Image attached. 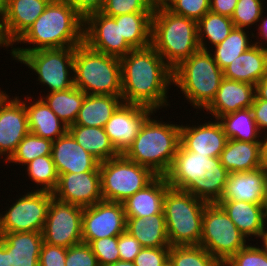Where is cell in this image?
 <instances>
[{
    "mask_svg": "<svg viewBox=\"0 0 267 266\" xmlns=\"http://www.w3.org/2000/svg\"><path fill=\"white\" fill-rule=\"evenodd\" d=\"M165 7L173 14L198 22L210 11V0H171Z\"/></svg>",
    "mask_w": 267,
    "mask_h": 266,
    "instance_id": "cell-45",
    "label": "cell"
},
{
    "mask_svg": "<svg viewBox=\"0 0 267 266\" xmlns=\"http://www.w3.org/2000/svg\"><path fill=\"white\" fill-rule=\"evenodd\" d=\"M197 125L181 124L180 144L188 151L208 157H220L228 141L223 126L218 119Z\"/></svg>",
    "mask_w": 267,
    "mask_h": 266,
    "instance_id": "cell-18",
    "label": "cell"
},
{
    "mask_svg": "<svg viewBox=\"0 0 267 266\" xmlns=\"http://www.w3.org/2000/svg\"><path fill=\"white\" fill-rule=\"evenodd\" d=\"M120 63L124 103L143 105L155 111L171 106L167 95L173 85V70L151 45L132 49Z\"/></svg>",
    "mask_w": 267,
    "mask_h": 266,
    "instance_id": "cell-1",
    "label": "cell"
},
{
    "mask_svg": "<svg viewBox=\"0 0 267 266\" xmlns=\"http://www.w3.org/2000/svg\"><path fill=\"white\" fill-rule=\"evenodd\" d=\"M153 0H105L101 13L116 17L135 12H153Z\"/></svg>",
    "mask_w": 267,
    "mask_h": 266,
    "instance_id": "cell-43",
    "label": "cell"
},
{
    "mask_svg": "<svg viewBox=\"0 0 267 266\" xmlns=\"http://www.w3.org/2000/svg\"><path fill=\"white\" fill-rule=\"evenodd\" d=\"M99 266H108L120 260L118 236L100 238L89 244Z\"/></svg>",
    "mask_w": 267,
    "mask_h": 266,
    "instance_id": "cell-46",
    "label": "cell"
},
{
    "mask_svg": "<svg viewBox=\"0 0 267 266\" xmlns=\"http://www.w3.org/2000/svg\"><path fill=\"white\" fill-rule=\"evenodd\" d=\"M238 0H210V11L232 17Z\"/></svg>",
    "mask_w": 267,
    "mask_h": 266,
    "instance_id": "cell-53",
    "label": "cell"
},
{
    "mask_svg": "<svg viewBox=\"0 0 267 266\" xmlns=\"http://www.w3.org/2000/svg\"><path fill=\"white\" fill-rule=\"evenodd\" d=\"M82 215L83 207L53 197L42 231L43 241L64 248L82 243Z\"/></svg>",
    "mask_w": 267,
    "mask_h": 266,
    "instance_id": "cell-12",
    "label": "cell"
},
{
    "mask_svg": "<svg viewBox=\"0 0 267 266\" xmlns=\"http://www.w3.org/2000/svg\"><path fill=\"white\" fill-rule=\"evenodd\" d=\"M151 46L173 70L200 50L197 22L173 14L165 6H154Z\"/></svg>",
    "mask_w": 267,
    "mask_h": 266,
    "instance_id": "cell-4",
    "label": "cell"
},
{
    "mask_svg": "<svg viewBox=\"0 0 267 266\" xmlns=\"http://www.w3.org/2000/svg\"><path fill=\"white\" fill-rule=\"evenodd\" d=\"M51 0H8L3 20L7 40L13 44L27 31L45 11Z\"/></svg>",
    "mask_w": 267,
    "mask_h": 266,
    "instance_id": "cell-23",
    "label": "cell"
},
{
    "mask_svg": "<svg viewBox=\"0 0 267 266\" xmlns=\"http://www.w3.org/2000/svg\"><path fill=\"white\" fill-rule=\"evenodd\" d=\"M65 266H99L89 244L80 243L67 248Z\"/></svg>",
    "mask_w": 267,
    "mask_h": 266,
    "instance_id": "cell-47",
    "label": "cell"
},
{
    "mask_svg": "<svg viewBox=\"0 0 267 266\" xmlns=\"http://www.w3.org/2000/svg\"><path fill=\"white\" fill-rule=\"evenodd\" d=\"M6 94L0 101V158L6 162L29 133L27 113L19 96ZM4 155V156H3Z\"/></svg>",
    "mask_w": 267,
    "mask_h": 266,
    "instance_id": "cell-16",
    "label": "cell"
},
{
    "mask_svg": "<svg viewBox=\"0 0 267 266\" xmlns=\"http://www.w3.org/2000/svg\"><path fill=\"white\" fill-rule=\"evenodd\" d=\"M126 231L123 203L101 201L83 207L82 240L90 244L100 238L119 236Z\"/></svg>",
    "mask_w": 267,
    "mask_h": 266,
    "instance_id": "cell-13",
    "label": "cell"
},
{
    "mask_svg": "<svg viewBox=\"0 0 267 266\" xmlns=\"http://www.w3.org/2000/svg\"><path fill=\"white\" fill-rule=\"evenodd\" d=\"M170 247H142L133 263L136 266H163L169 260Z\"/></svg>",
    "mask_w": 267,
    "mask_h": 266,
    "instance_id": "cell-48",
    "label": "cell"
},
{
    "mask_svg": "<svg viewBox=\"0 0 267 266\" xmlns=\"http://www.w3.org/2000/svg\"><path fill=\"white\" fill-rule=\"evenodd\" d=\"M223 78V70L211 52L201 49L172 71L174 87L180 89L190 106L200 111H204L214 100Z\"/></svg>",
    "mask_w": 267,
    "mask_h": 266,
    "instance_id": "cell-5",
    "label": "cell"
},
{
    "mask_svg": "<svg viewBox=\"0 0 267 266\" xmlns=\"http://www.w3.org/2000/svg\"><path fill=\"white\" fill-rule=\"evenodd\" d=\"M25 166L28 179L36 184L33 190L53 192L56 189L59 176L51 155L37 157Z\"/></svg>",
    "mask_w": 267,
    "mask_h": 266,
    "instance_id": "cell-40",
    "label": "cell"
},
{
    "mask_svg": "<svg viewBox=\"0 0 267 266\" xmlns=\"http://www.w3.org/2000/svg\"><path fill=\"white\" fill-rule=\"evenodd\" d=\"M205 175V180L199 178L186 192L207 203H217L223 194L229 172L219 157H212V166Z\"/></svg>",
    "mask_w": 267,
    "mask_h": 266,
    "instance_id": "cell-34",
    "label": "cell"
},
{
    "mask_svg": "<svg viewBox=\"0 0 267 266\" xmlns=\"http://www.w3.org/2000/svg\"><path fill=\"white\" fill-rule=\"evenodd\" d=\"M66 253L67 248L43 242L39 256V266H65Z\"/></svg>",
    "mask_w": 267,
    "mask_h": 266,
    "instance_id": "cell-49",
    "label": "cell"
},
{
    "mask_svg": "<svg viewBox=\"0 0 267 266\" xmlns=\"http://www.w3.org/2000/svg\"><path fill=\"white\" fill-rule=\"evenodd\" d=\"M163 266H173L170 261L168 260Z\"/></svg>",
    "mask_w": 267,
    "mask_h": 266,
    "instance_id": "cell-65",
    "label": "cell"
},
{
    "mask_svg": "<svg viewBox=\"0 0 267 266\" xmlns=\"http://www.w3.org/2000/svg\"><path fill=\"white\" fill-rule=\"evenodd\" d=\"M261 246V247H260ZM248 243L234 254L225 266H267V249L263 245Z\"/></svg>",
    "mask_w": 267,
    "mask_h": 266,
    "instance_id": "cell-44",
    "label": "cell"
},
{
    "mask_svg": "<svg viewBox=\"0 0 267 266\" xmlns=\"http://www.w3.org/2000/svg\"><path fill=\"white\" fill-rule=\"evenodd\" d=\"M265 12H262L261 18L259 19L258 24V29L256 32L257 36L255 37L256 34H253V37L256 42L254 41V44H257L259 47L266 48L267 49V16H263ZM260 36V37H259ZM259 39V40H258Z\"/></svg>",
    "mask_w": 267,
    "mask_h": 266,
    "instance_id": "cell-54",
    "label": "cell"
},
{
    "mask_svg": "<svg viewBox=\"0 0 267 266\" xmlns=\"http://www.w3.org/2000/svg\"><path fill=\"white\" fill-rule=\"evenodd\" d=\"M8 7V0H0V18L3 19Z\"/></svg>",
    "mask_w": 267,
    "mask_h": 266,
    "instance_id": "cell-60",
    "label": "cell"
},
{
    "mask_svg": "<svg viewBox=\"0 0 267 266\" xmlns=\"http://www.w3.org/2000/svg\"><path fill=\"white\" fill-rule=\"evenodd\" d=\"M0 213V236L14 232H42L53 193L31 190Z\"/></svg>",
    "mask_w": 267,
    "mask_h": 266,
    "instance_id": "cell-11",
    "label": "cell"
},
{
    "mask_svg": "<svg viewBox=\"0 0 267 266\" xmlns=\"http://www.w3.org/2000/svg\"><path fill=\"white\" fill-rule=\"evenodd\" d=\"M142 246L140 242L127 231L118 236V250L120 260L133 262L139 254Z\"/></svg>",
    "mask_w": 267,
    "mask_h": 266,
    "instance_id": "cell-50",
    "label": "cell"
},
{
    "mask_svg": "<svg viewBox=\"0 0 267 266\" xmlns=\"http://www.w3.org/2000/svg\"><path fill=\"white\" fill-rule=\"evenodd\" d=\"M171 0H153L154 6H166Z\"/></svg>",
    "mask_w": 267,
    "mask_h": 266,
    "instance_id": "cell-62",
    "label": "cell"
},
{
    "mask_svg": "<svg viewBox=\"0 0 267 266\" xmlns=\"http://www.w3.org/2000/svg\"><path fill=\"white\" fill-rule=\"evenodd\" d=\"M247 240L219 204H206L200 246L224 264L249 243Z\"/></svg>",
    "mask_w": 267,
    "mask_h": 266,
    "instance_id": "cell-10",
    "label": "cell"
},
{
    "mask_svg": "<svg viewBox=\"0 0 267 266\" xmlns=\"http://www.w3.org/2000/svg\"><path fill=\"white\" fill-rule=\"evenodd\" d=\"M75 47L40 49L26 54H11L13 60L35 72L39 85L48 93L64 91L74 86L73 60Z\"/></svg>",
    "mask_w": 267,
    "mask_h": 266,
    "instance_id": "cell-9",
    "label": "cell"
},
{
    "mask_svg": "<svg viewBox=\"0 0 267 266\" xmlns=\"http://www.w3.org/2000/svg\"><path fill=\"white\" fill-rule=\"evenodd\" d=\"M0 47H5L6 50L8 47L12 48L11 43L7 40L4 29H3V20L0 18Z\"/></svg>",
    "mask_w": 267,
    "mask_h": 266,
    "instance_id": "cell-58",
    "label": "cell"
},
{
    "mask_svg": "<svg viewBox=\"0 0 267 266\" xmlns=\"http://www.w3.org/2000/svg\"><path fill=\"white\" fill-rule=\"evenodd\" d=\"M51 156L58 176L99 171L100 162L85 151L69 132L53 141Z\"/></svg>",
    "mask_w": 267,
    "mask_h": 266,
    "instance_id": "cell-20",
    "label": "cell"
},
{
    "mask_svg": "<svg viewBox=\"0 0 267 266\" xmlns=\"http://www.w3.org/2000/svg\"><path fill=\"white\" fill-rule=\"evenodd\" d=\"M224 78L256 85L267 76V49L257 44L243 52L224 70Z\"/></svg>",
    "mask_w": 267,
    "mask_h": 266,
    "instance_id": "cell-26",
    "label": "cell"
},
{
    "mask_svg": "<svg viewBox=\"0 0 267 266\" xmlns=\"http://www.w3.org/2000/svg\"><path fill=\"white\" fill-rule=\"evenodd\" d=\"M74 10L85 19L89 14L100 12L104 6L105 0H66Z\"/></svg>",
    "mask_w": 267,
    "mask_h": 266,
    "instance_id": "cell-51",
    "label": "cell"
},
{
    "mask_svg": "<svg viewBox=\"0 0 267 266\" xmlns=\"http://www.w3.org/2000/svg\"><path fill=\"white\" fill-rule=\"evenodd\" d=\"M170 188L165 176H157L144 189L137 191L123 202L126 217H146L164 214L163 200Z\"/></svg>",
    "mask_w": 267,
    "mask_h": 266,
    "instance_id": "cell-25",
    "label": "cell"
},
{
    "mask_svg": "<svg viewBox=\"0 0 267 266\" xmlns=\"http://www.w3.org/2000/svg\"><path fill=\"white\" fill-rule=\"evenodd\" d=\"M108 266H136V265L131 261L118 260L117 262L110 264Z\"/></svg>",
    "mask_w": 267,
    "mask_h": 266,
    "instance_id": "cell-61",
    "label": "cell"
},
{
    "mask_svg": "<svg viewBox=\"0 0 267 266\" xmlns=\"http://www.w3.org/2000/svg\"><path fill=\"white\" fill-rule=\"evenodd\" d=\"M263 1L265 0H238L231 17L234 26L250 29L257 25L262 12L265 11Z\"/></svg>",
    "mask_w": 267,
    "mask_h": 266,
    "instance_id": "cell-42",
    "label": "cell"
},
{
    "mask_svg": "<svg viewBox=\"0 0 267 266\" xmlns=\"http://www.w3.org/2000/svg\"><path fill=\"white\" fill-rule=\"evenodd\" d=\"M228 139L261 142L262 135L256 125L251 108L241 109L218 119Z\"/></svg>",
    "mask_w": 267,
    "mask_h": 266,
    "instance_id": "cell-36",
    "label": "cell"
},
{
    "mask_svg": "<svg viewBox=\"0 0 267 266\" xmlns=\"http://www.w3.org/2000/svg\"><path fill=\"white\" fill-rule=\"evenodd\" d=\"M126 231L135 237L142 247H170L164 214L126 217Z\"/></svg>",
    "mask_w": 267,
    "mask_h": 266,
    "instance_id": "cell-30",
    "label": "cell"
},
{
    "mask_svg": "<svg viewBox=\"0 0 267 266\" xmlns=\"http://www.w3.org/2000/svg\"><path fill=\"white\" fill-rule=\"evenodd\" d=\"M53 197L81 207L92 206L103 200L99 171L65 173L58 177Z\"/></svg>",
    "mask_w": 267,
    "mask_h": 266,
    "instance_id": "cell-17",
    "label": "cell"
},
{
    "mask_svg": "<svg viewBox=\"0 0 267 266\" xmlns=\"http://www.w3.org/2000/svg\"><path fill=\"white\" fill-rule=\"evenodd\" d=\"M68 132L85 151L100 163L119 155L104 128L72 124L68 127Z\"/></svg>",
    "mask_w": 267,
    "mask_h": 266,
    "instance_id": "cell-32",
    "label": "cell"
},
{
    "mask_svg": "<svg viewBox=\"0 0 267 266\" xmlns=\"http://www.w3.org/2000/svg\"><path fill=\"white\" fill-rule=\"evenodd\" d=\"M212 157L186 150L181 144L169 171L164 175L171 188L187 191L199 178L206 179Z\"/></svg>",
    "mask_w": 267,
    "mask_h": 266,
    "instance_id": "cell-19",
    "label": "cell"
},
{
    "mask_svg": "<svg viewBox=\"0 0 267 266\" xmlns=\"http://www.w3.org/2000/svg\"><path fill=\"white\" fill-rule=\"evenodd\" d=\"M219 158L229 173L255 170L261 167V142L228 139Z\"/></svg>",
    "mask_w": 267,
    "mask_h": 266,
    "instance_id": "cell-29",
    "label": "cell"
},
{
    "mask_svg": "<svg viewBox=\"0 0 267 266\" xmlns=\"http://www.w3.org/2000/svg\"><path fill=\"white\" fill-rule=\"evenodd\" d=\"M0 266H12L10 254L5 250V245L0 241Z\"/></svg>",
    "mask_w": 267,
    "mask_h": 266,
    "instance_id": "cell-57",
    "label": "cell"
},
{
    "mask_svg": "<svg viewBox=\"0 0 267 266\" xmlns=\"http://www.w3.org/2000/svg\"><path fill=\"white\" fill-rule=\"evenodd\" d=\"M217 204L223 208L237 229L249 242L253 236L254 239H262L266 226L261 204L230 200H219ZM249 237L251 238L249 239Z\"/></svg>",
    "mask_w": 267,
    "mask_h": 266,
    "instance_id": "cell-28",
    "label": "cell"
},
{
    "mask_svg": "<svg viewBox=\"0 0 267 266\" xmlns=\"http://www.w3.org/2000/svg\"><path fill=\"white\" fill-rule=\"evenodd\" d=\"M153 12H135L120 15L121 38L132 49L151 45Z\"/></svg>",
    "mask_w": 267,
    "mask_h": 266,
    "instance_id": "cell-33",
    "label": "cell"
},
{
    "mask_svg": "<svg viewBox=\"0 0 267 266\" xmlns=\"http://www.w3.org/2000/svg\"><path fill=\"white\" fill-rule=\"evenodd\" d=\"M84 43L91 49L121 59L132 48L121 38L120 15L107 16L101 12L84 19Z\"/></svg>",
    "mask_w": 267,
    "mask_h": 266,
    "instance_id": "cell-14",
    "label": "cell"
},
{
    "mask_svg": "<svg viewBox=\"0 0 267 266\" xmlns=\"http://www.w3.org/2000/svg\"><path fill=\"white\" fill-rule=\"evenodd\" d=\"M254 120L260 133H267V101L263 99H254L251 105ZM264 132V133H263Z\"/></svg>",
    "mask_w": 267,
    "mask_h": 266,
    "instance_id": "cell-52",
    "label": "cell"
},
{
    "mask_svg": "<svg viewBox=\"0 0 267 266\" xmlns=\"http://www.w3.org/2000/svg\"><path fill=\"white\" fill-rule=\"evenodd\" d=\"M261 168L267 172V134L261 140Z\"/></svg>",
    "mask_w": 267,
    "mask_h": 266,
    "instance_id": "cell-56",
    "label": "cell"
},
{
    "mask_svg": "<svg viewBox=\"0 0 267 266\" xmlns=\"http://www.w3.org/2000/svg\"><path fill=\"white\" fill-rule=\"evenodd\" d=\"M206 204L185 191L171 187L166 191L163 212L170 246L200 244Z\"/></svg>",
    "mask_w": 267,
    "mask_h": 266,
    "instance_id": "cell-7",
    "label": "cell"
},
{
    "mask_svg": "<svg viewBox=\"0 0 267 266\" xmlns=\"http://www.w3.org/2000/svg\"><path fill=\"white\" fill-rule=\"evenodd\" d=\"M74 86L88 95L121 96V63L114 56L91 49L84 42L75 47Z\"/></svg>",
    "mask_w": 267,
    "mask_h": 266,
    "instance_id": "cell-6",
    "label": "cell"
},
{
    "mask_svg": "<svg viewBox=\"0 0 267 266\" xmlns=\"http://www.w3.org/2000/svg\"><path fill=\"white\" fill-rule=\"evenodd\" d=\"M254 98V85L223 78L214 100L205 110L211 118L219 119L223 115L251 108Z\"/></svg>",
    "mask_w": 267,
    "mask_h": 266,
    "instance_id": "cell-21",
    "label": "cell"
},
{
    "mask_svg": "<svg viewBox=\"0 0 267 266\" xmlns=\"http://www.w3.org/2000/svg\"><path fill=\"white\" fill-rule=\"evenodd\" d=\"M155 113L150 107L124 102L116 109L104 129L119 154L128 149L144 122Z\"/></svg>",
    "mask_w": 267,
    "mask_h": 266,
    "instance_id": "cell-15",
    "label": "cell"
},
{
    "mask_svg": "<svg viewBox=\"0 0 267 266\" xmlns=\"http://www.w3.org/2000/svg\"><path fill=\"white\" fill-rule=\"evenodd\" d=\"M262 242V243H261ZM260 243L267 249V228H265Z\"/></svg>",
    "mask_w": 267,
    "mask_h": 266,
    "instance_id": "cell-63",
    "label": "cell"
},
{
    "mask_svg": "<svg viewBox=\"0 0 267 266\" xmlns=\"http://www.w3.org/2000/svg\"><path fill=\"white\" fill-rule=\"evenodd\" d=\"M0 241L10 254L12 266H39V256L43 244L42 232L4 233Z\"/></svg>",
    "mask_w": 267,
    "mask_h": 266,
    "instance_id": "cell-27",
    "label": "cell"
},
{
    "mask_svg": "<svg viewBox=\"0 0 267 266\" xmlns=\"http://www.w3.org/2000/svg\"><path fill=\"white\" fill-rule=\"evenodd\" d=\"M169 261L173 266H224L200 245L170 246Z\"/></svg>",
    "mask_w": 267,
    "mask_h": 266,
    "instance_id": "cell-39",
    "label": "cell"
},
{
    "mask_svg": "<svg viewBox=\"0 0 267 266\" xmlns=\"http://www.w3.org/2000/svg\"><path fill=\"white\" fill-rule=\"evenodd\" d=\"M149 117L123 155L150 168L157 176L170 169L180 146L181 125Z\"/></svg>",
    "mask_w": 267,
    "mask_h": 266,
    "instance_id": "cell-3",
    "label": "cell"
},
{
    "mask_svg": "<svg viewBox=\"0 0 267 266\" xmlns=\"http://www.w3.org/2000/svg\"><path fill=\"white\" fill-rule=\"evenodd\" d=\"M23 103L30 133L53 142L68 132V126L58 118L39 96L33 101L31 95H27L23 99Z\"/></svg>",
    "mask_w": 267,
    "mask_h": 266,
    "instance_id": "cell-24",
    "label": "cell"
},
{
    "mask_svg": "<svg viewBox=\"0 0 267 266\" xmlns=\"http://www.w3.org/2000/svg\"><path fill=\"white\" fill-rule=\"evenodd\" d=\"M103 201L123 203L144 189L157 175L148 167L126 158L123 154L99 164Z\"/></svg>",
    "mask_w": 267,
    "mask_h": 266,
    "instance_id": "cell-8",
    "label": "cell"
},
{
    "mask_svg": "<svg viewBox=\"0 0 267 266\" xmlns=\"http://www.w3.org/2000/svg\"><path fill=\"white\" fill-rule=\"evenodd\" d=\"M234 27L230 17L208 11L197 22L200 49L209 51L210 48L220 44Z\"/></svg>",
    "mask_w": 267,
    "mask_h": 266,
    "instance_id": "cell-37",
    "label": "cell"
},
{
    "mask_svg": "<svg viewBox=\"0 0 267 266\" xmlns=\"http://www.w3.org/2000/svg\"><path fill=\"white\" fill-rule=\"evenodd\" d=\"M253 34L251 32L250 35L249 30L245 28L234 27L220 44L209 50L221 70H224L235 58L254 45L250 39L253 38Z\"/></svg>",
    "mask_w": 267,
    "mask_h": 266,
    "instance_id": "cell-38",
    "label": "cell"
},
{
    "mask_svg": "<svg viewBox=\"0 0 267 266\" xmlns=\"http://www.w3.org/2000/svg\"><path fill=\"white\" fill-rule=\"evenodd\" d=\"M262 212H263L264 223L265 226L267 227V188H266V193L263 197Z\"/></svg>",
    "mask_w": 267,
    "mask_h": 266,
    "instance_id": "cell-59",
    "label": "cell"
},
{
    "mask_svg": "<svg viewBox=\"0 0 267 266\" xmlns=\"http://www.w3.org/2000/svg\"><path fill=\"white\" fill-rule=\"evenodd\" d=\"M254 99H263L267 101V76H264L255 85V98Z\"/></svg>",
    "mask_w": 267,
    "mask_h": 266,
    "instance_id": "cell-55",
    "label": "cell"
},
{
    "mask_svg": "<svg viewBox=\"0 0 267 266\" xmlns=\"http://www.w3.org/2000/svg\"><path fill=\"white\" fill-rule=\"evenodd\" d=\"M267 188V172L260 168L229 173L220 200L246 201L261 204Z\"/></svg>",
    "mask_w": 267,
    "mask_h": 266,
    "instance_id": "cell-22",
    "label": "cell"
},
{
    "mask_svg": "<svg viewBox=\"0 0 267 266\" xmlns=\"http://www.w3.org/2000/svg\"><path fill=\"white\" fill-rule=\"evenodd\" d=\"M84 42V19L66 0H51L45 11L13 44L11 54H26L40 49L76 47ZM31 44L33 46H31Z\"/></svg>",
    "mask_w": 267,
    "mask_h": 266,
    "instance_id": "cell-2",
    "label": "cell"
},
{
    "mask_svg": "<svg viewBox=\"0 0 267 266\" xmlns=\"http://www.w3.org/2000/svg\"><path fill=\"white\" fill-rule=\"evenodd\" d=\"M7 93H6V91L4 90H1V88H0V101L2 100V98L6 95Z\"/></svg>",
    "mask_w": 267,
    "mask_h": 266,
    "instance_id": "cell-64",
    "label": "cell"
},
{
    "mask_svg": "<svg viewBox=\"0 0 267 266\" xmlns=\"http://www.w3.org/2000/svg\"><path fill=\"white\" fill-rule=\"evenodd\" d=\"M40 98L68 127L75 123L86 94L75 86L64 90L47 93Z\"/></svg>",
    "mask_w": 267,
    "mask_h": 266,
    "instance_id": "cell-35",
    "label": "cell"
},
{
    "mask_svg": "<svg viewBox=\"0 0 267 266\" xmlns=\"http://www.w3.org/2000/svg\"><path fill=\"white\" fill-rule=\"evenodd\" d=\"M52 143L51 140L44 139L29 132L6 162L25 167L27 163L37 157L51 155Z\"/></svg>",
    "mask_w": 267,
    "mask_h": 266,
    "instance_id": "cell-41",
    "label": "cell"
},
{
    "mask_svg": "<svg viewBox=\"0 0 267 266\" xmlns=\"http://www.w3.org/2000/svg\"><path fill=\"white\" fill-rule=\"evenodd\" d=\"M122 103L121 96L86 94L74 124L104 128Z\"/></svg>",
    "mask_w": 267,
    "mask_h": 266,
    "instance_id": "cell-31",
    "label": "cell"
}]
</instances>
